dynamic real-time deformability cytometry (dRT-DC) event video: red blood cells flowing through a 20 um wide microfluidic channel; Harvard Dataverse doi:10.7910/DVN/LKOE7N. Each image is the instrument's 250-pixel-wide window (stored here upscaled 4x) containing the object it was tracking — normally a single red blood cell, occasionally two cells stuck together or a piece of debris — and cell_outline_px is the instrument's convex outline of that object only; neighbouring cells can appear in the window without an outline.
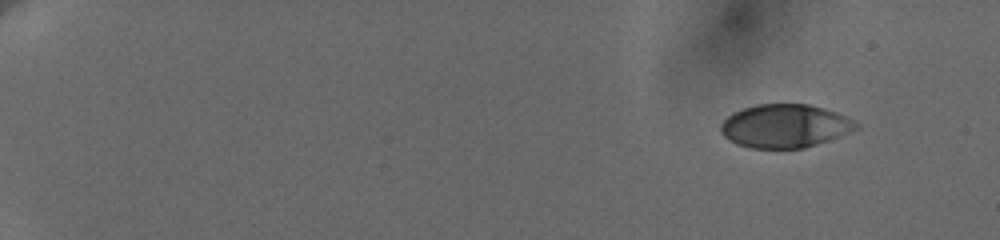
{"species": "human", "species_latin": "Homo sapiens", "temperature_condition": "cold", "stored_images_in_passage": 16, "camera_frame_rate_fps": 3000, "um_per_image_px": 0.085, "donor": {"sex": "female"}, "frame": {"image": 1, "passage_image": 1, "time_ms": 0.0, "image_size_px": [1000, 240], "cell_outline_px": [[860, 128], [828, 140], [804, 148], [752, 148], [736, 144], [728, 140], [720, 132], [720, 124], [732, 112], [756, 104], [808, 104], [824, 108], [836, 112], [860, 124]], "centroid_in_image_um": [66.69, 10.71], "position_along_channel_um": 18.3, "area_um2": 34.22}}
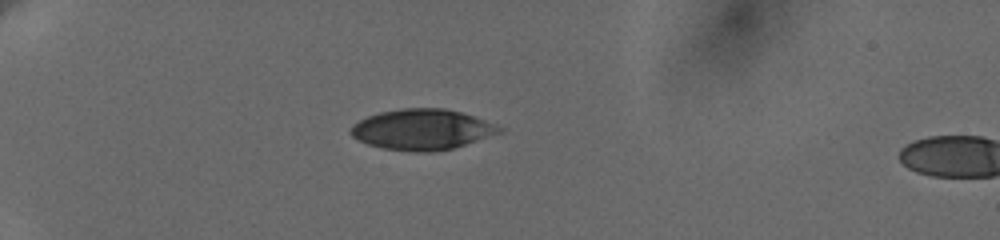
{"frame": {"image": 2, "passage_image": 14, "time_ms": 4.333, "image_size_px": [1000, 240], "cell_outline_px": [[504, 132], [452, 148], [428, 152], [416, 152], [384, 148], [368, 144], [352, 136], [348, 132], [352, 124], [368, 116], [380, 112], [404, 108], [444, 108], [460, 112], [484, 120], [504, 128]], "centroid_in_image_um": [35.87, 11.0], "position_along_channel_um": 49.1, "area_um2": 34.91}}